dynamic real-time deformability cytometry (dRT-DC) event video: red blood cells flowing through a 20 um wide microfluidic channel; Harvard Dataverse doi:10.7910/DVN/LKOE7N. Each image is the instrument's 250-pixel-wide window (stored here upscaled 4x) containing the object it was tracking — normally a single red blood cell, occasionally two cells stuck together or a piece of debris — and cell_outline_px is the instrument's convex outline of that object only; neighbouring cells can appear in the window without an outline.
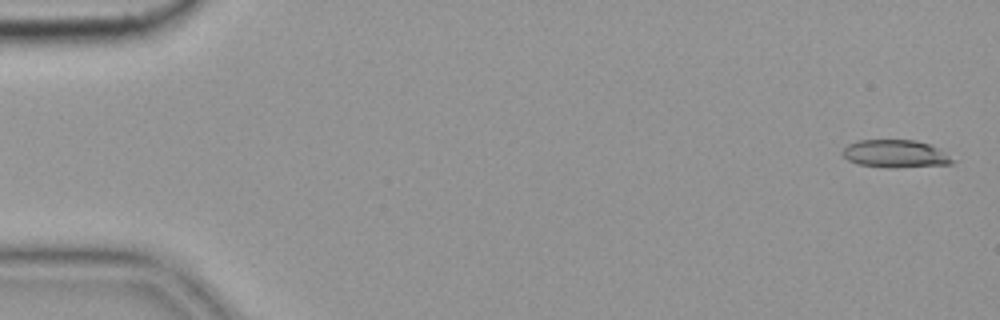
{"species": "common noctule bat (a hibernating species)", "species_latin": "Nyctalus noctula", "temperature_condition": "cold", "stored_images_in_passage": 4, "camera_frame_rate_fps": 3000, "um_per_image_px": 0.085, "animal": {"sex": "female", "body_mass_g": 19.9}, "frame": {"image": 1, "passage_image": 1, "time_ms": 0.0, "image_size_px": [1000, 320], "cell_outline_px": [[956, 160], [952, 164], [896, 168], [888, 168], [856, 164], [848, 160], [840, 152], [848, 144], [856, 140], [916, 140], [928, 144], [944, 152]], "centroid_in_image_um": [76.08, 13.08], "position_along_channel_um": 8.9, "area_um2": 17.92}}